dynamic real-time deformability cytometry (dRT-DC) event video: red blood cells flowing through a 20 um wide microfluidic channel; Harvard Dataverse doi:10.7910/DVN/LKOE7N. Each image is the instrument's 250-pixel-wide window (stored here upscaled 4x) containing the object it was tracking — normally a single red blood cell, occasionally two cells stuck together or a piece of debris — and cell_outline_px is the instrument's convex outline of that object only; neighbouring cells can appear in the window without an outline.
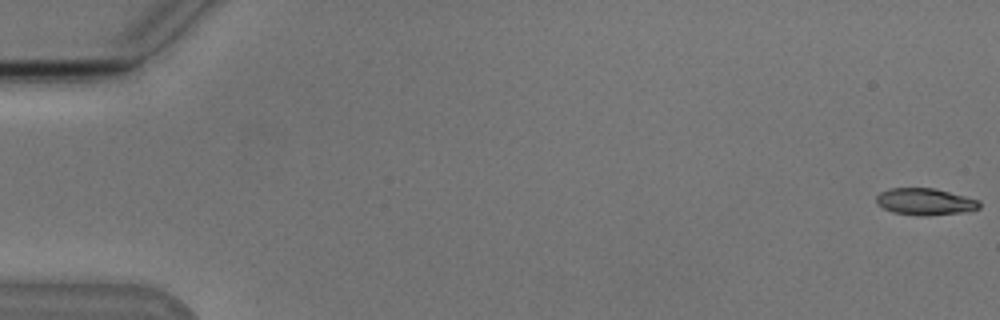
{"species": "Egyptian fruit bat (a non-hibernating species)", "species_latin": "Rousettus aegyptiacus", "temperature_condition": "cold", "stored_images_in_passage": 54, "camera_frame_rate_fps": 3000, "um_per_image_px": 0.085, "animal": {"sex": "male"}, "frame": {"image": 1, "passage_image": 1, "time_ms": 0.0, "image_size_px": [1000, 320], "cell_outline_px": [[980, 208], [960, 212], [924, 216], [920, 216], [892, 212], [876, 204], [876, 196], [880, 192], [888, 188], [936, 188], [980, 200]], "centroid_in_image_um": [78.6, 17.13], "position_along_channel_um": 6.4, "area_um2": 16.13}}
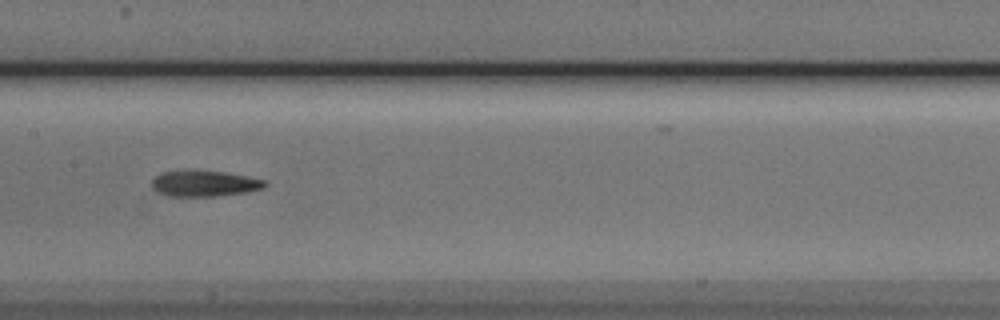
{"frame": {"image": 2, "passage_image": 28, "time_ms": 9.0, "image_size_px": [1000, 320], "cell_outline_px": [[268, 184], [264, 188], [244, 192], [216, 196], [168, 196], [156, 192], [152, 188], [152, 180], [160, 172], [192, 168], [224, 172], [264, 180]], "centroid_in_image_um": [17.29, 15.57], "position_along_channel_um": 190.1, "area_um2": 17.46}}
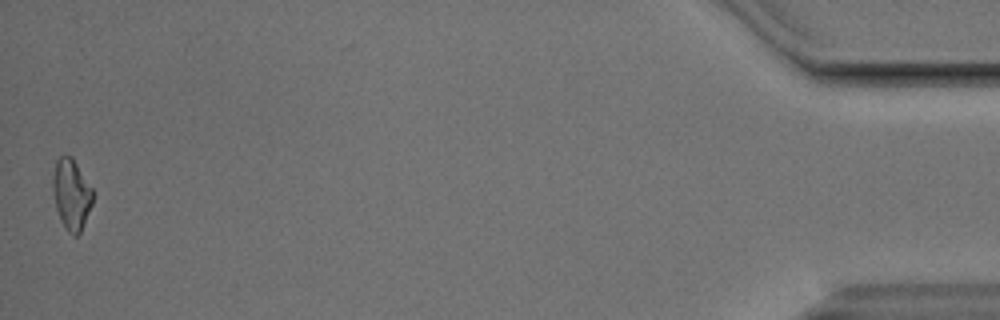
{"frame": {"image": 3, "passage_image": 54, "time_ms": 17.667, "image_size_px": [1000, 320], "cell_outline_px": [[92, 204], [80, 232], [76, 236], [72, 236], [68, 232], [60, 220], [56, 208], [52, 188], [52, 176], [56, 160], [60, 156], [72, 156], [92, 188]], "centroid_in_image_um": [6.05, 16.51], "position_along_channel_um": 429.2, "area_um2": 16.42}, "authors_computed_cell_mechanics": {"area_um2": 16.8776, "velocity_mm_per_s": 3.8328, "shape_relaxation_time_tau1_ms": 7.6495, "shape_relaxation_time_tau2_ms": 5.9505, "deformation_change_tau1": 0.1768, "deformation_change_tau2": 0.1551}}